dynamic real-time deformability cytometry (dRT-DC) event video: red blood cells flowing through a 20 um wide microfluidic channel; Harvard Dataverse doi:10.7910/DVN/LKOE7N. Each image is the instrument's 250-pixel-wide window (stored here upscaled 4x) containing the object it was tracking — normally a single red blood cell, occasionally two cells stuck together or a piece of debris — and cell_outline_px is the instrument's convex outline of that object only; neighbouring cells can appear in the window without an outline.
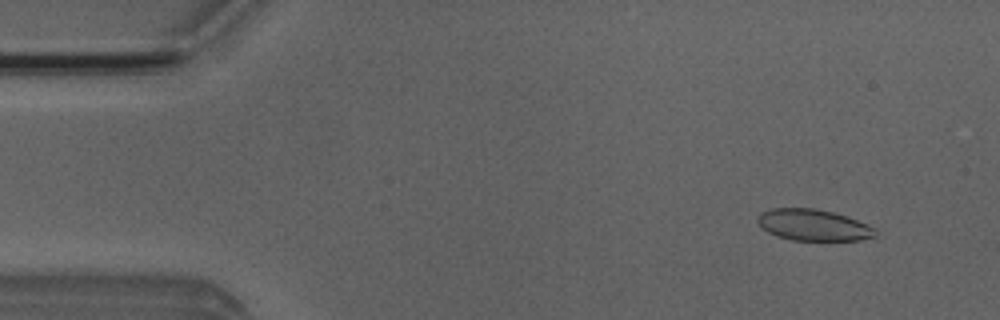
{"species": "Egyptian fruit bat (a non-hibernating species)", "species_latin": "Rousettus aegyptiacus", "temperature_condition": "room temperature", "stored_images_in_passage": 12, "camera_frame_rate_fps": 3000, "um_per_image_px": 0.085, "animal": {"sex": "male"}, "frame": {"image": 1, "passage_image": 4, "time_ms": 1.0, "image_size_px": [1000, 320], "cell_outline_px": [[876, 236], [860, 240], [792, 240], [776, 236], [768, 232], [756, 220], [756, 216], [760, 212], [772, 208], [816, 208], [848, 216], [868, 224], [876, 228]], "centroid_in_image_um": [69.14, 19.12], "position_along_channel_um": 15.9, "area_um2": 21.68}}